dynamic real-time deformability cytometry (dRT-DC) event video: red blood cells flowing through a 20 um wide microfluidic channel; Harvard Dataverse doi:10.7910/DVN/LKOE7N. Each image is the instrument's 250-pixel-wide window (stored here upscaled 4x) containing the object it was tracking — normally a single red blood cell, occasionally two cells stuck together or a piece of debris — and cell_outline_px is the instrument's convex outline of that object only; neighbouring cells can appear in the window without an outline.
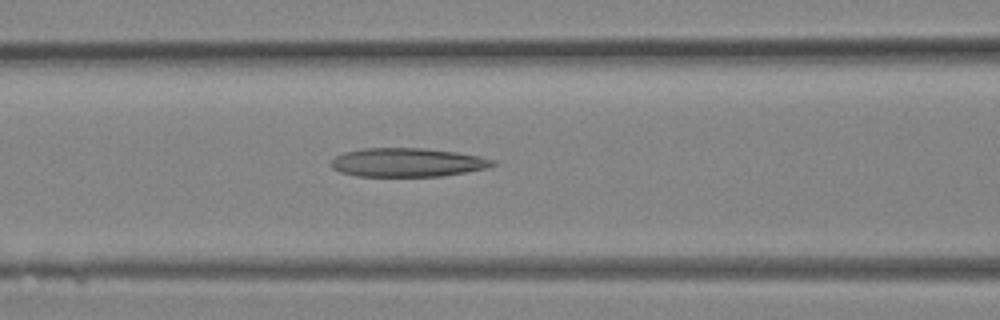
{"species": "Egyptian fruit bat (a non-hibernating species)", "species_latin": "Rousettus aegyptiacus", "temperature_condition": "room temperature", "stored_images_in_passage": 7, "camera_frame_rate_fps": 3000, "um_per_image_px": 0.085, "animal": {"sex": "female"}, "frame": {"image": 1, "passage_image": 5, "time_ms": 1.333, "image_size_px": [1000, 320], "cell_outline_px": [[496, 164], [484, 168], [444, 176], [356, 176], [340, 172], [332, 168], [332, 160], [336, 156], [344, 152], [360, 148], [424, 148], [456, 152], [480, 156], [496, 160]], "centroid_in_image_um": [34.62, 13.8], "position_along_channel_um": 132.0, "area_um2": 27.05}}
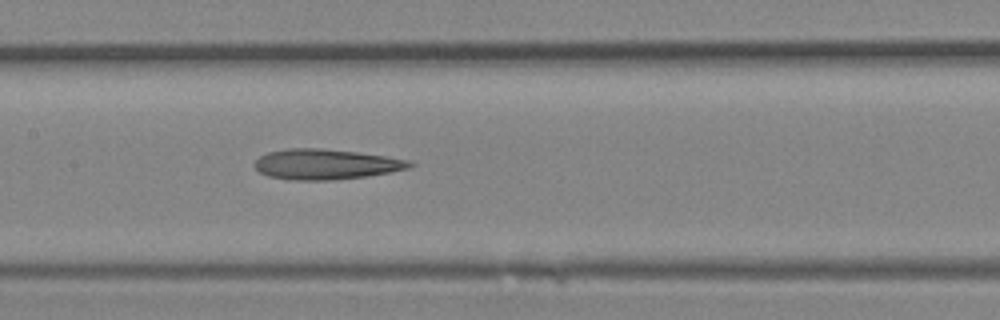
{"frame": {"image": 2, "passage_image": 7, "time_ms": 2.0, "image_size_px": [1000, 320], "cell_outline_px": [[416, 164], [408, 168], [368, 176], [332, 180], [288, 180], [268, 176], [260, 172], [252, 164], [260, 156], [268, 152], [288, 148], [320, 148], [356, 152], [412, 160]], "centroid_in_image_um": [27.68, 13.96], "position_along_channel_um": 179.7, "area_um2": 27.46}}